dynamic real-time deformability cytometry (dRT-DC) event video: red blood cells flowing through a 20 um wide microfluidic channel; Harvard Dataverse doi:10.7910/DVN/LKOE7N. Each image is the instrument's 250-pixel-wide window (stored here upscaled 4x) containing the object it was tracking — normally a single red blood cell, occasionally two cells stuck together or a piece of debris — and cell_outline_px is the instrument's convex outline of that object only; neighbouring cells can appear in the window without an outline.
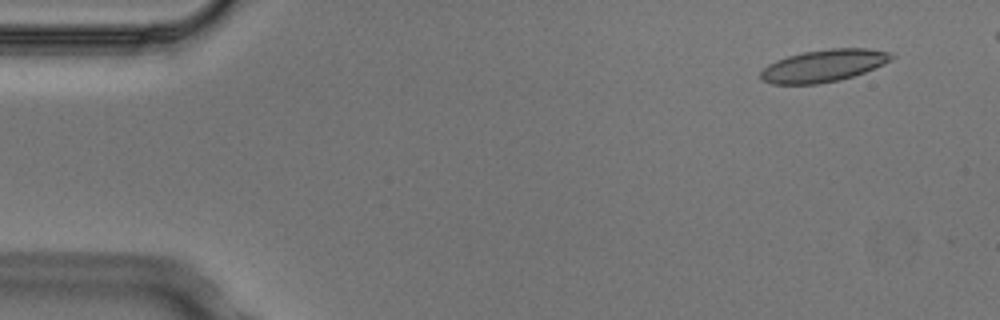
{"species": "Egyptian fruit bat (a non-hibernating species)", "species_latin": "Rousettus aegyptiacus", "temperature_condition": "cold", "stored_images_in_passage": 4, "camera_frame_rate_fps": 3000, "um_per_image_px": 0.085, "animal": {"sex": "male"}, "frame": {"image": 1, "passage_image": 1, "time_ms": 0.0, "image_size_px": [1000, 320], "cell_outline_px": [[896, 56], [884, 64], [864, 72], [840, 80], [816, 84], [772, 84], [760, 80], [760, 72], [768, 64], [776, 60], [788, 56], [804, 52], [828, 48], [868, 48], [888, 52]], "centroid_in_image_um": [69.99, 5.58], "position_along_channel_um": 15.0, "area_um2": 24.57}}